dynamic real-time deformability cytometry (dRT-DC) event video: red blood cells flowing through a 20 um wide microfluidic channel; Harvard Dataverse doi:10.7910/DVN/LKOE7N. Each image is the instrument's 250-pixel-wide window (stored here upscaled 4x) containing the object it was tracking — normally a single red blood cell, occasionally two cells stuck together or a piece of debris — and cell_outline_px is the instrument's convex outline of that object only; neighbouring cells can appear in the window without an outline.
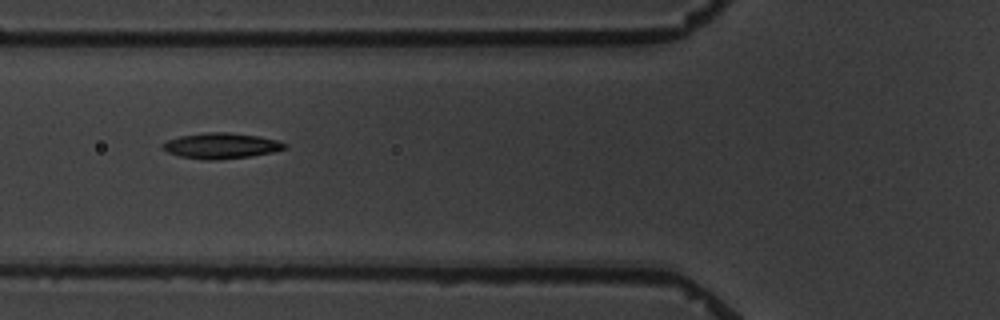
{"species": "common noctule bat (a hibernating species)", "species_latin": "Nyctalus noctula", "temperature_condition": "warm", "stored_images_in_passage": 6, "camera_frame_rate_fps": 3000, "um_per_image_px": 0.085, "animal": {"sex": "male", "body_mass_g": 19.5, "forearm_length_mm": 54.6}, "frame": {"image": 1, "passage_image": 6, "time_ms": 6.667, "image_size_px": [1000, 320], "cell_outline_px": [[288, 148], [272, 152], [252, 156], [216, 160], [208, 160], [180, 156], [168, 152], [160, 148], [160, 144], [168, 140], [180, 136], [204, 132], [228, 132], [256, 136], [276, 140], [288, 144]], "centroid_in_image_um": [18.78, 12.39], "position_along_channel_um": 107.0, "area_um2": 18.26}}